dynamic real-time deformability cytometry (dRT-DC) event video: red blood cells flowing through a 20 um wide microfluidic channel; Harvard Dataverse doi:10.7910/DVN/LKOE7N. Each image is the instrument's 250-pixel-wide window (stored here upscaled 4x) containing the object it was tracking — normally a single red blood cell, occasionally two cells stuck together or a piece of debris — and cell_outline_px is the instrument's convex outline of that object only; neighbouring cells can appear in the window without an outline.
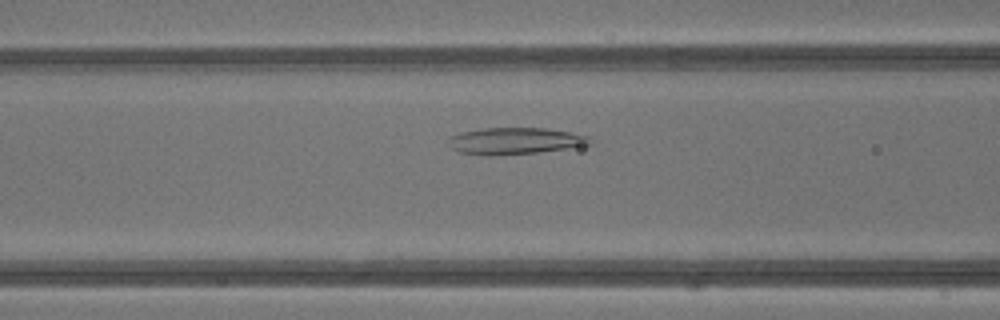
{"species": "common noctule bat (a hibernating species)", "species_latin": "Nyctalus noctula", "temperature_condition": "warm", "stored_images_in_passage": 37, "camera_frame_rate_fps": 3000, "um_per_image_px": 0.085, "animal": {"sex": "male", "body_mass_g": 13.3}, "frame": {"image": 1, "passage_image": 12, "time_ms": 3.667, "image_size_px": [1000, 320], "cell_outline_px": [[592, 144], [580, 148], [540, 152], [488, 156], [460, 152], [452, 148], [444, 140], [448, 136], [460, 132], [484, 128], [544, 128], [568, 132], [588, 136], [592, 140]], "centroid_in_image_um": [43.78, 11.99], "position_along_channel_um": 122.8, "area_um2": 22.48}}
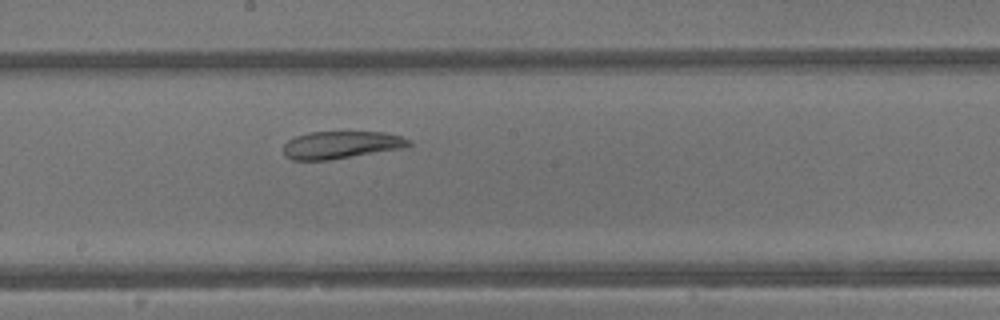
{"frame": {"image": 2, "passage_image": 18, "time_ms": 5.667, "image_size_px": [1000, 320], "cell_outline_px": [[412, 144], [408, 148], [328, 160], [292, 160], [284, 156], [284, 144], [288, 140], [296, 136], [308, 132], [384, 132], [400, 136], [412, 140]], "centroid_in_image_um": [29.04, 12.32], "position_along_channel_um": 219.2, "area_um2": 20.35}}
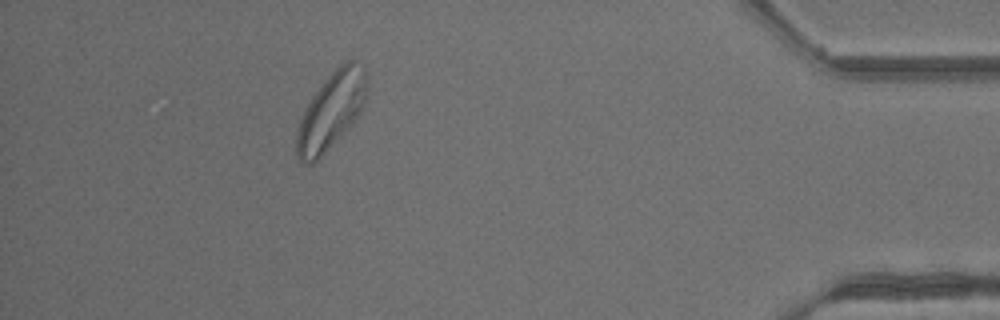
{"frame": {"image": 3, "passage_image": 33, "time_ms": 10.667, "image_size_px": [1000, 320], "cell_outline_px": [[368, 88], [364, 104], [360, 112], [352, 124], [312, 164], [300, 164], [296, 156], [296, 132], [304, 108], [312, 96], [324, 80], [340, 64], [348, 60], [352, 60], [368, 72]], "centroid_in_image_um": [28.14, 9.42], "position_along_channel_um": 407.1, "area_um2": 31.44}}